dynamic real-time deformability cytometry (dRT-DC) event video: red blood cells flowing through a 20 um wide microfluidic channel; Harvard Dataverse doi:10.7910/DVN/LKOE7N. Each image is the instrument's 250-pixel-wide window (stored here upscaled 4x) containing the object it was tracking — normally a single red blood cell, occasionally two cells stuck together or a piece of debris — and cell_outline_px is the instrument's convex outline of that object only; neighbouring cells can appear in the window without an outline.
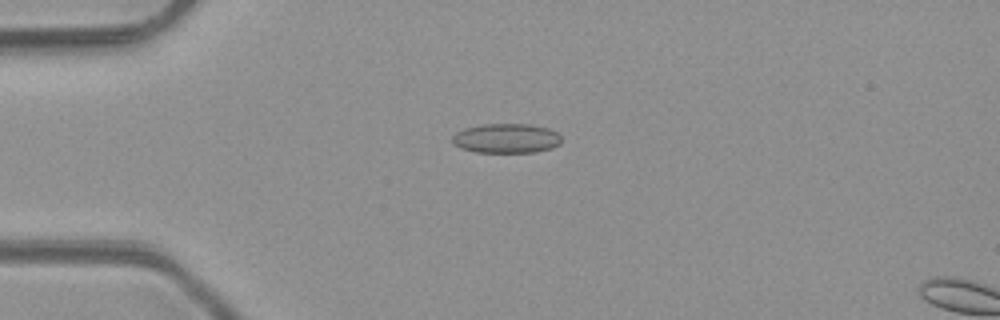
{"species": "common noctule bat (a hibernating species)", "species_latin": "Nyctalus noctula", "temperature_condition": "room temperature", "stored_images_in_passage": 4, "camera_frame_rate_fps": 3000, "um_per_image_px": 0.085, "animal": {"sex": "male", "body_mass_g": 23.1, "forearm_length_mm": 52.7}, "frame": {"image": 1, "passage_image": 3, "time_ms": 2.333, "image_size_px": [1000, 320], "cell_outline_px": [[560, 144], [552, 148], [536, 152], [476, 152], [460, 148], [452, 144], [452, 136], [456, 132], [464, 128], [484, 124], [528, 124], [548, 128], [556, 132], [560, 136]], "centroid_in_image_um": [43.01, 11.76], "position_along_channel_um": 42.0, "area_um2": 18.84}}